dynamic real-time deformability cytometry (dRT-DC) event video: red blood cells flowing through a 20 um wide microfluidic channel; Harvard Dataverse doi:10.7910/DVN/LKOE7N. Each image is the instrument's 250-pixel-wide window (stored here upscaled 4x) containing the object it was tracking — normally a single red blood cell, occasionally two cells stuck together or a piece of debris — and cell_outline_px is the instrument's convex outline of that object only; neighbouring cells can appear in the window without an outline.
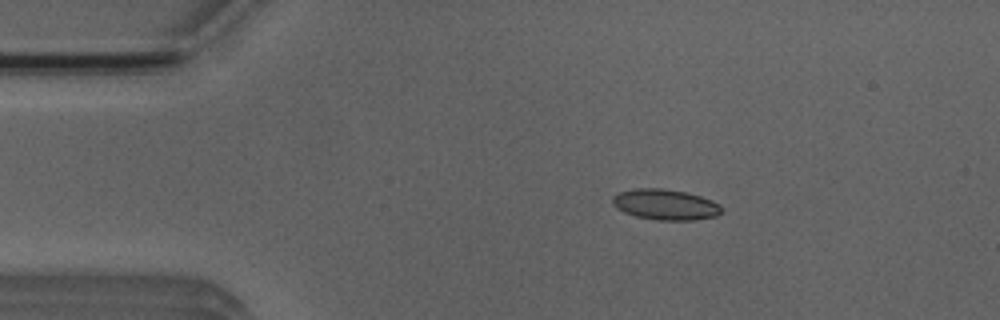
{"species": "Egyptian fruit bat (a non-hibernating species)", "species_latin": "Rousettus aegyptiacus", "temperature_condition": "room temperature", "stored_images_in_passage": 9, "camera_frame_rate_fps": 3000, "um_per_image_px": 0.085, "animal": {"sex": "male"}, "frame": {"image": 1, "passage_image": 3, "time_ms": 2.667, "image_size_px": [1000, 320], "cell_outline_px": [[720, 212], [716, 216], [696, 220], [656, 220], [636, 216], [624, 212], [616, 208], [612, 204], [612, 196], [620, 192], [636, 188], [660, 188], [684, 192], [700, 196], [712, 200], [720, 204]], "centroid_in_image_um": [56.53, 17.39], "position_along_channel_um": 28.5, "area_um2": 19.42}}
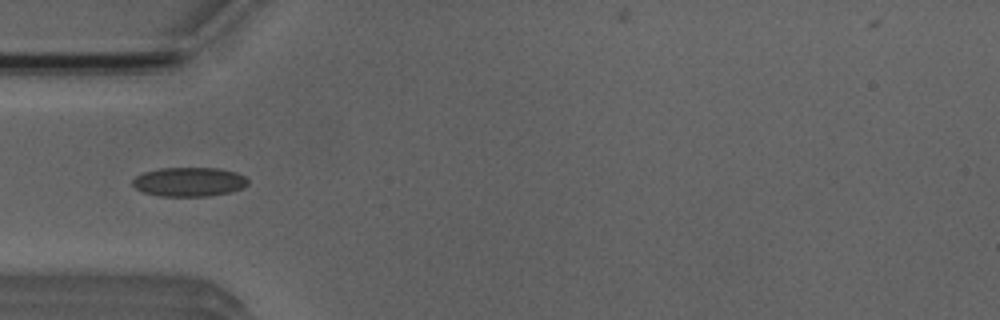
{"frame": {"image": 2, "passage_image": 5, "time_ms": 5.0, "image_size_px": [1000, 320], "cell_outline_px": [[248, 184], [244, 188], [232, 192], [208, 196], [160, 196], [144, 192], [136, 188], [132, 184], [132, 180], [136, 176], [144, 172], [160, 168], [220, 168], [236, 172], [244, 176], [248, 180]], "centroid_in_image_um": [16.11, 15.46], "position_along_channel_um": 68.9, "area_um2": 19.71}}